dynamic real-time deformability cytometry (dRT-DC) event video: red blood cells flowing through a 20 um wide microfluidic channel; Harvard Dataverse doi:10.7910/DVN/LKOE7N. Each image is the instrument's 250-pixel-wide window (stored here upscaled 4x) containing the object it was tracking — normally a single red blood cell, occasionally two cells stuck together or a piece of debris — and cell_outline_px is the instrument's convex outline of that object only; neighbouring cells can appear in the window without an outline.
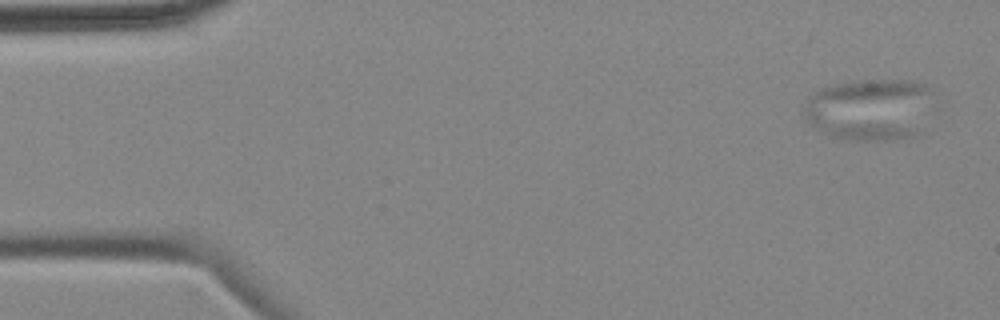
{"species": "common noctule bat (a hibernating species)", "species_latin": "Nyctalus noctula", "temperature_condition": "cold", "stored_images_in_passage": 6, "camera_frame_rate_fps": 3000, "um_per_image_px": 0.085, "animal": {"sex": "female", "body_mass_g": 18.4}, "frame": {"image": 1, "passage_image": 1, "time_ms": 0.0, "image_size_px": [1000, 320], "cell_outline_px": [[928, 88], [912, 136], [892, 140], [856, 140], [832, 136], [808, 120], [804, 116], [804, 108], [808, 96], [820, 88], [832, 84], [860, 80], [912, 80], [924, 84]], "centroid_in_image_um": [73.72, 9.26], "position_along_channel_um": 11.3, "area_um2": 44.22}}